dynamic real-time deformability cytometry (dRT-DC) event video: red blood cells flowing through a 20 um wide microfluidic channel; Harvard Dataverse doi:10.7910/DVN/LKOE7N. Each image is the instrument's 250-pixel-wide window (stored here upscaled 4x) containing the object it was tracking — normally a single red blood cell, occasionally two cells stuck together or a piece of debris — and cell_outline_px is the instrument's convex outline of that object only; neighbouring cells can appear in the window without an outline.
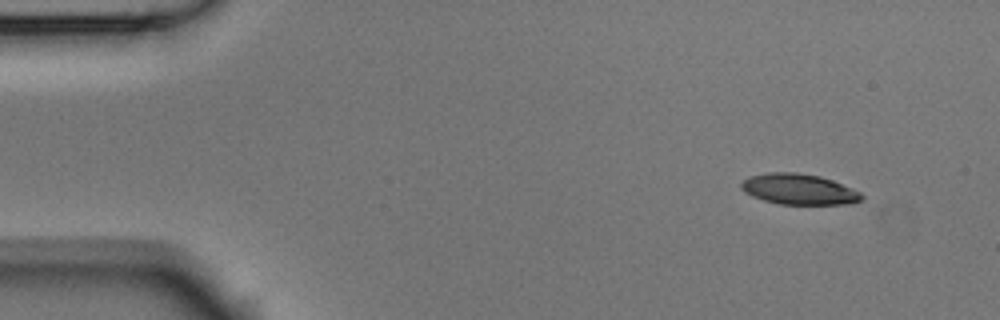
{"species": "Egyptian fruit bat (a non-hibernating species)", "species_latin": "Rousettus aegyptiacus", "temperature_condition": "room temperature", "stored_images_in_passage": 3, "camera_frame_rate_fps": 3000, "um_per_image_px": 0.085, "animal": {"sex": "male"}, "frame": {"image": 1, "passage_image": 1, "time_ms": 0.0, "image_size_px": [1000, 320], "cell_outline_px": [[864, 200], [848, 204], [780, 204], [764, 200], [752, 196], [744, 192], [740, 188], [740, 184], [744, 180], [752, 176], [768, 172], [796, 172], [820, 176], [832, 180], [852, 188], [860, 192], [864, 196]], "centroid_in_image_um": [67.92, 16.09], "position_along_channel_um": 17.1, "area_um2": 21.56}}